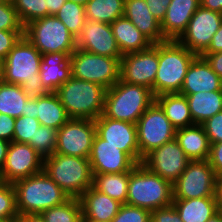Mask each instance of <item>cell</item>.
Masks as SVG:
<instances>
[{"mask_svg": "<svg viewBox=\"0 0 222 222\" xmlns=\"http://www.w3.org/2000/svg\"><path fill=\"white\" fill-rule=\"evenodd\" d=\"M75 38L81 33L87 19L85 14V6L72 1H66L55 15Z\"/></svg>", "mask_w": 222, "mask_h": 222, "instance_id": "cell-35", "label": "cell"}, {"mask_svg": "<svg viewBox=\"0 0 222 222\" xmlns=\"http://www.w3.org/2000/svg\"><path fill=\"white\" fill-rule=\"evenodd\" d=\"M158 64L159 43L144 51L124 54L120 59V80L145 86L153 93Z\"/></svg>", "mask_w": 222, "mask_h": 222, "instance_id": "cell-13", "label": "cell"}, {"mask_svg": "<svg viewBox=\"0 0 222 222\" xmlns=\"http://www.w3.org/2000/svg\"><path fill=\"white\" fill-rule=\"evenodd\" d=\"M154 101L155 96L149 88L119 80L107 89L103 114L110 119L136 124Z\"/></svg>", "mask_w": 222, "mask_h": 222, "instance_id": "cell-5", "label": "cell"}, {"mask_svg": "<svg viewBox=\"0 0 222 222\" xmlns=\"http://www.w3.org/2000/svg\"><path fill=\"white\" fill-rule=\"evenodd\" d=\"M200 6L209 9L211 11H216L222 13V0H200Z\"/></svg>", "mask_w": 222, "mask_h": 222, "instance_id": "cell-51", "label": "cell"}, {"mask_svg": "<svg viewBox=\"0 0 222 222\" xmlns=\"http://www.w3.org/2000/svg\"><path fill=\"white\" fill-rule=\"evenodd\" d=\"M44 158L29 144L10 142L0 180L14 183L43 171Z\"/></svg>", "mask_w": 222, "mask_h": 222, "instance_id": "cell-15", "label": "cell"}, {"mask_svg": "<svg viewBox=\"0 0 222 222\" xmlns=\"http://www.w3.org/2000/svg\"><path fill=\"white\" fill-rule=\"evenodd\" d=\"M222 52V23L216 33L213 35L208 48L203 53Z\"/></svg>", "mask_w": 222, "mask_h": 222, "instance_id": "cell-49", "label": "cell"}, {"mask_svg": "<svg viewBox=\"0 0 222 222\" xmlns=\"http://www.w3.org/2000/svg\"><path fill=\"white\" fill-rule=\"evenodd\" d=\"M22 36L24 30H0V60L6 58Z\"/></svg>", "mask_w": 222, "mask_h": 222, "instance_id": "cell-42", "label": "cell"}, {"mask_svg": "<svg viewBox=\"0 0 222 222\" xmlns=\"http://www.w3.org/2000/svg\"><path fill=\"white\" fill-rule=\"evenodd\" d=\"M95 134L94 120L69 119L57 130V145L54 153L89 158Z\"/></svg>", "mask_w": 222, "mask_h": 222, "instance_id": "cell-12", "label": "cell"}, {"mask_svg": "<svg viewBox=\"0 0 222 222\" xmlns=\"http://www.w3.org/2000/svg\"><path fill=\"white\" fill-rule=\"evenodd\" d=\"M222 90V79L212 70L205 58L198 55L189 66L179 92L181 95Z\"/></svg>", "mask_w": 222, "mask_h": 222, "instance_id": "cell-20", "label": "cell"}, {"mask_svg": "<svg viewBox=\"0 0 222 222\" xmlns=\"http://www.w3.org/2000/svg\"><path fill=\"white\" fill-rule=\"evenodd\" d=\"M200 0H171L163 21L161 31L166 40H177L186 30L190 19L200 7Z\"/></svg>", "mask_w": 222, "mask_h": 222, "instance_id": "cell-21", "label": "cell"}, {"mask_svg": "<svg viewBox=\"0 0 222 222\" xmlns=\"http://www.w3.org/2000/svg\"><path fill=\"white\" fill-rule=\"evenodd\" d=\"M197 56L176 40L159 43V64L153 85L154 96L164 93H179L186 72Z\"/></svg>", "mask_w": 222, "mask_h": 222, "instance_id": "cell-6", "label": "cell"}, {"mask_svg": "<svg viewBox=\"0 0 222 222\" xmlns=\"http://www.w3.org/2000/svg\"><path fill=\"white\" fill-rule=\"evenodd\" d=\"M175 139L191 161L209 158L211 144L202 124L177 129Z\"/></svg>", "mask_w": 222, "mask_h": 222, "instance_id": "cell-25", "label": "cell"}, {"mask_svg": "<svg viewBox=\"0 0 222 222\" xmlns=\"http://www.w3.org/2000/svg\"><path fill=\"white\" fill-rule=\"evenodd\" d=\"M15 118L0 113V139L13 141Z\"/></svg>", "mask_w": 222, "mask_h": 222, "instance_id": "cell-45", "label": "cell"}, {"mask_svg": "<svg viewBox=\"0 0 222 222\" xmlns=\"http://www.w3.org/2000/svg\"><path fill=\"white\" fill-rule=\"evenodd\" d=\"M29 98L26 96L20 85L0 83V113L17 118L25 112L26 102Z\"/></svg>", "mask_w": 222, "mask_h": 222, "instance_id": "cell-32", "label": "cell"}, {"mask_svg": "<svg viewBox=\"0 0 222 222\" xmlns=\"http://www.w3.org/2000/svg\"><path fill=\"white\" fill-rule=\"evenodd\" d=\"M72 77L111 88L120 80L118 58L93 54L76 48L69 56Z\"/></svg>", "mask_w": 222, "mask_h": 222, "instance_id": "cell-9", "label": "cell"}, {"mask_svg": "<svg viewBox=\"0 0 222 222\" xmlns=\"http://www.w3.org/2000/svg\"><path fill=\"white\" fill-rule=\"evenodd\" d=\"M43 170L70 198H79L93 186L89 158L53 153L44 158Z\"/></svg>", "mask_w": 222, "mask_h": 222, "instance_id": "cell-7", "label": "cell"}, {"mask_svg": "<svg viewBox=\"0 0 222 222\" xmlns=\"http://www.w3.org/2000/svg\"><path fill=\"white\" fill-rule=\"evenodd\" d=\"M0 30H24L13 4L0 2Z\"/></svg>", "mask_w": 222, "mask_h": 222, "instance_id": "cell-41", "label": "cell"}, {"mask_svg": "<svg viewBox=\"0 0 222 222\" xmlns=\"http://www.w3.org/2000/svg\"><path fill=\"white\" fill-rule=\"evenodd\" d=\"M172 204L183 222H206L218 212L215 196L173 199Z\"/></svg>", "mask_w": 222, "mask_h": 222, "instance_id": "cell-28", "label": "cell"}, {"mask_svg": "<svg viewBox=\"0 0 222 222\" xmlns=\"http://www.w3.org/2000/svg\"><path fill=\"white\" fill-rule=\"evenodd\" d=\"M173 202L172 183L151 172L142 163L129 172L126 204L154 211Z\"/></svg>", "mask_w": 222, "mask_h": 222, "instance_id": "cell-4", "label": "cell"}, {"mask_svg": "<svg viewBox=\"0 0 222 222\" xmlns=\"http://www.w3.org/2000/svg\"><path fill=\"white\" fill-rule=\"evenodd\" d=\"M76 48L101 56L122 58L110 24L86 21L76 38Z\"/></svg>", "mask_w": 222, "mask_h": 222, "instance_id": "cell-19", "label": "cell"}, {"mask_svg": "<svg viewBox=\"0 0 222 222\" xmlns=\"http://www.w3.org/2000/svg\"><path fill=\"white\" fill-rule=\"evenodd\" d=\"M125 0H89L85 5L88 21L111 24L123 16Z\"/></svg>", "mask_w": 222, "mask_h": 222, "instance_id": "cell-33", "label": "cell"}, {"mask_svg": "<svg viewBox=\"0 0 222 222\" xmlns=\"http://www.w3.org/2000/svg\"><path fill=\"white\" fill-rule=\"evenodd\" d=\"M200 56L206 59L212 70L222 79V52L202 53Z\"/></svg>", "mask_w": 222, "mask_h": 222, "instance_id": "cell-48", "label": "cell"}, {"mask_svg": "<svg viewBox=\"0 0 222 222\" xmlns=\"http://www.w3.org/2000/svg\"><path fill=\"white\" fill-rule=\"evenodd\" d=\"M136 126L140 163L153 149L161 147L175 138L176 128L156 101L141 115Z\"/></svg>", "mask_w": 222, "mask_h": 222, "instance_id": "cell-10", "label": "cell"}, {"mask_svg": "<svg viewBox=\"0 0 222 222\" xmlns=\"http://www.w3.org/2000/svg\"><path fill=\"white\" fill-rule=\"evenodd\" d=\"M95 121L96 134L140 164V152L137 143L136 124L114 120L102 114Z\"/></svg>", "mask_w": 222, "mask_h": 222, "instance_id": "cell-17", "label": "cell"}, {"mask_svg": "<svg viewBox=\"0 0 222 222\" xmlns=\"http://www.w3.org/2000/svg\"><path fill=\"white\" fill-rule=\"evenodd\" d=\"M79 200L83 221H112L122 205L93 186L88 188Z\"/></svg>", "mask_w": 222, "mask_h": 222, "instance_id": "cell-22", "label": "cell"}, {"mask_svg": "<svg viewBox=\"0 0 222 222\" xmlns=\"http://www.w3.org/2000/svg\"><path fill=\"white\" fill-rule=\"evenodd\" d=\"M93 174L130 172L137 163L125 152L95 134L89 156Z\"/></svg>", "mask_w": 222, "mask_h": 222, "instance_id": "cell-18", "label": "cell"}, {"mask_svg": "<svg viewBox=\"0 0 222 222\" xmlns=\"http://www.w3.org/2000/svg\"><path fill=\"white\" fill-rule=\"evenodd\" d=\"M217 175L207 160L190 161L172 184L173 199L215 196Z\"/></svg>", "mask_w": 222, "mask_h": 222, "instance_id": "cell-11", "label": "cell"}, {"mask_svg": "<svg viewBox=\"0 0 222 222\" xmlns=\"http://www.w3.org/2000/svg\"><path fill=\"white\" fill-rule=\"evenodd\" d=\"M221 23L222 13L200 6L176 41L196 55H201L210 45Z\"/></svg>", "mask_w": 222, "mask_h": 222, "instance_id": "cell-14", "label": "cell"}, {"mask_svg": "<svg viewBox=\"0 0 222 222\" xmlns=\"http://www.w3.org/2000/svg\"><path fill=\"white\" fill-rule=\"evenodd\" d=\"M206 222H222V212L218 211Z\"/></svg>", "mask_w": 222, "mask_h": 222, "instance_id": "cell-56", "label": "cell"}, {"mask_svg": "<svg viewBox=\"0 0 222 222\" xmlns=\"http://www.w3.org/2000/svg\"><path fill=\"white\" fill-rule=\"evenodd\" d=\"M18 217L14 185L0 182V222L17 221Z\"/></svg>", "mask_w": 222, "mask_h": 222, "instance_id": "cell-37", "label": "cell"}, {"mask_svg": "<svg viewBox=\"0 0 222 222\" xmlns=\"http://www.w3.org/2000/svg\"><path fill=\"white\" fill-rule=\"evenodd\" d=\"M66 0H46L47 16L56 15Z\"/></svg>", "mask_w": 222, "mask_h": 222, "instance_id": "cell-50", "label": "cell"}, {"mask_svg": "<svg viewBox=\"0 0 222 222\" xmlns=\"http://www.w3.org/2000/svg\"><path fill=\"white\" fill-rule=\"evenodd\" d=\"M45 222H83L79 198H70L65 203L41 213Z\"/></svg>", "mask_w": 222, "mask_h": 222, "instance_id": "cell-34", "label": "cell"}, {"mask_svg": "<svg viewBox=\"0 0 222 222\" xmlns=\"http://www.w3.org/2000/svg\"><path fill=\"white\" fill-rule=\"evenodd\" d=\"M150 222H183L173 204L151 211Z\"/></svg>", "mask_w": 222, "mask_h": 222, "instance_id": "cell-44", "label": "cell"}, {"mask_svg": "<svg viewBox=\"0 0 222 222\" xmlns=\"http://www.w3.org/2000/svg\"><path fill=\"white\" fill-rule=\"evenodd\" d=\"M3 82V61L0 60V83Z\"/></svg>", "mask_w": 222, "mask_h": 222, "instance_id": "cell-58", "label": "cell"}, {"mask_svg": "<svg viewBox=\"0 0 222 222\" xmlns=\"http://www.w3.org/2000/svg\"><path fill=\"white\" fill-rule=\"evenodd\" d=\"M40 79L49 92L57 89L72 77L71 63L67 53L55 52L42 54Z\"/></svg>", "mask_w": 222, "mask_h": 222, "instance_id": "cell-24", "label": "cell"}, {"mask_svg": "<svg viewBox=\"0 0 222 222\" xmlns=\"http://www.w3.org/2000/svg\"><path fill=\"white\" fill-rule=\"evenodd\" d=\"M16 222H45L41 214L19 215Z\"/></svg>", "mask_w": 222, "mask_h": 222, "instance_id": "cell-53", "label": "cell"}, {"mask_svg": "<svg viewBox=\"0 0 222 222\" xmlns=\"http://www.w3.org/2000/svg\"><path fill=\"white\" fill-rule=\"evenodd\" d=\"M195 124H202L222 111V90L184 95Z\"/></svg>", "mask_w": 222, "mask_h": 222, "instance_id": "cell-30", "label": "cell"}, {"mask_svg": "<svg viewBox=\"0 0 222 222\" xmlns=\"http://www.w3.org/2000/svg\"><path fill=\"white\" fill-rule=\"evenodd\" d=\"M166 117L177 129L194 125L186 96L179 93H164L155 97Z\"/></svg>", "mask_w": 222, "mask_h": 222, "instance_id": "cell-29", "label": "cell"}, {"mask_svg": "<svg viewBox=\"0 0 222 222\" xmlns=\"http://www.w3.org/2000/svg\"><path fill=\"white\" fill-rule=\"evenodd\" d=\"M22 115L35 118V98L27 100L25 112H22Z\"/></svg>", "mask_w": 222, "mask_h": 222, "instance_id": "cell-55", "label": "cell"}, {"mask_svg": "<svg viewBox=\"0 0 222 222\" xmlns=\"http://www.w3.org/2000/svg\"><path fill=\"white\" fill-rule=\"evenodd\" d=\"M40 125L37 118L23 115L15 118L13 141L29 144L35 149V134Z\"/></svg>", "mask_w": 222, "mask_h": 222, "instance_id": "cell-38", "label": "cell"}, {"mask_svg": "<svg viewBox=\"0 0 222 222\" xmlns=\"http://www.w3.org/2000/svg\"><path fill=\"white\" fill-rule=\"evenodd\" d=\"M56 145L57 130L40 125L35 134V150L45 158L55 152Z\"/></svg>", "mask_w": 222, "mask_h": 222, "instance_id": "cell-39", "label": "cell"}, {"mask_svg": "<svg viewBox=\"0 0 222 222\" xmlns=\"http://www.w3.org/2000/svg\"><path fill=\"white\" fill-rule=\"evenodd\" d=\"M149 11L161 23L165 17L171 0H145Z\"/></svg>", "mask_w": 222, "mask_h": 222, "instance_id": "cell-47", "label": "cell"}, {"mask_svg": "<svg viewBox=\"0 0 222 222\" xmlns=\"http://www.w3.org/2000/svg\"><path fill=\"white\" fill-rule=\"evenodd\" d=\"M151 212L149 210L122 204L112 222H150Z\"/></svg>", "mask_w": 222, "mask_h": 222, "instance_id": "cell-40", "label": "cell"}, {"mask_svg": "<svg viewBox=\"0 0 222 222\" xmlns=\"http://www.w3.org/2000/svg\"><path fill=\"white\" fill-rule=\"evenodd\" d=\"M106 92L100 84L71 77L56 94L70 119L96 120L104 112Z\"/></svg>", "mask_w": 222, "mask_h": 222, "instance_id": "cell-3", "label": "cell"}, {"mask_svg": "<svg viewBox=\"0 0 222 222\" xmlns=\"http://www.w3.org/2000/svg\"><path fill=\"white\" fill-rule=\"evenodd\" d=\"M13 5L23 26L47 16L46 0H14Z\"/></svg>", "mask_w": 222, "mask_h": 222, "instance_id": "cell-36", "label": "cell"}, {"mask_svg": "<svg viewBox=\"0 0 222 222\" xmlns=\"http://www.w3.org/2000/svg\"><path fill=\"white\" fill-rule=\"evenodd\" d=\"M83 222H112V221H83Z\"/></svg>", "mask_w": 222, "mask_h": 222, "instance_id": "cell-60", "label": "cell"}, {"mask_svg": "<svg viewBox=\"0 0 222 222\" xmlns=\"http://www.w3.org/2000/svg\"><path fill=\"white\" fill-rule=\"evenodd\" d=\"M93 187L121 204H126L129 172L93 174Z\"/></svg>", "mask_w": 222, "mask_h": 222, "instance_id": "cell-31", "label": "cell"}, {"mask_svg": "<svg viewBox=\"0 0 222 222\" xmlns=\"http://www.w3.org/2000/svg\"><path fill=\"white\" fill-rule=\"evenodd\" d=\"M16 192V208L19 215L41 214L70 199L43 170L13 183Z\"/></svg>", "mask_w": 222, "mask_h": 222, "instance_id": "cell-2", "label": "cell"}, {"mask_svg": "<svg viewBox=\"0 0 222 222\" xmlns=\"http://www.w3.org/2000/svg\"><path fill=\"white\" fill-rule=\"evenodd\" d=\"M24 36L41 54L67 53L76 49V38L56 16L48 15L24 26Z\"/></svg>", "mask_w": 222, "mask_h": 222, "instance_id": "cell-8", "label": "cell"}, {"mask_svg": "<svg viewBox=\"0 0 222 222\" xmlns=\"http://www.w3.org/2000/svg\"><path fill=\"white\" fill-rule=\"evenodd\" d=\"M35 118L42 126L55 130L70 119L56 92H49L35 98Z\"/></svg>", "mask_w": 222, "mask_h": 222, "instance_id": "cell-27", "label": "cell"}, {"mask_svg": "<svg viewBox=\"0 0 222 222\" xmlns=\"http://www.w3.org/2000/svg\"><path fill=\"white\" fill-rule=\"evenodd\" d=\"M9 145H10V142L0 139V171L5 164L6 155H7Z\"/></svg>", "mask_w": 222, "mask_h": 222, "instance_id": "cell-54", "label": "cell"}, {"mask_svg": "<svg viewBox=\"0 0 222 222\" xmlns=\"http://www.w3.org/2000/svg\"><path fill=\"white\" fill-rule=\"evenodd\" d=\"M42 54L22 36L3 60V82L20 85L28 98L49 93L40 79Z\"/></svg>", "mask_w": 222, "mask_h": 222, "instance_id": "cell-1", "label": "cell"}, {"mask_svg": "<svg viewBox=\"0 0 222 222\" xmlns=\"http://www.w3.org/2000/svg\"><path fill=\"white\" fill-rule=\"evenodd\" d=\"M208 161L216 175L222 176V142L211 144Z\"/></svg>", "mask_w": 222, "mask_h": 222, "instance_id": "cell-46", "label": "cell"}, {"mask_svg": "<svg viewBox=\"0 0 222 222\" xmlns=\"http://www.w3.org/2000/svg\"><path fill=\"white\" fill-rule=\"evenodd\" d=\"M116 43L122 55L144 51L153 43L125 16L110 24Z\"/></svg>", "mask_w": 222, "mask_h": 222, "instance_id": "cell-26", "label": "cell"}, {"mask_svg": "<svg viewBox=\"0 0 222 222\" xmlns=\"http://www.w3.org/2000/svg\"><path fill=\"white\" fill-rule=\"evenodd\" d=\"M190 161L174 138L148 153L143 158L142 164L173 184Z\"/></svg>", "mask_w": 222, "mask_h": 222, "instance_id": "cell-16", "label": "cell"}, {"mask_svg": "<svg viewBox=\"0 0 222 222\" xmlns=\"http://www.w3.org/2000/svg\"><path fill=\"white\" fill-rule=\"evenodd\" d=\"M2 3L13 4L14 0H0Z\"/></svg>", "mask_w": 222, "mask_h": 222, "instance_id": "cell-59", "label": "cell"}, {"mask_svg": "<svg viewBox=\"0 0 222 222\" xmlns=\"http://www.w3.org/2000/svg\"><path fill=\"white\" fill-rule=\"evenodd\" d=\"M215 198L218 211L222 212V176H217L215 187Z\"/></svg>", "mask_w": 222, "mask_h": 222, "instance_id": "cell-52", "label": "cell"}, {"mask_svg": "<svg viewBox=\"0 0 222 222\" xmlns=\"http://www.w3.org/2000/svg\"><path fill=\"white\" fill-rule=\"evenodd\" d=\"M210 144L222 142V111L202 123Z\"/></svg>", "mask_w": 222, "mask_h": 222, "instance_id": "cell-43", "label": "cell"}, {"mask_svg": "<svg viewBox=\"0 0 222 222\" xmlns=\"http://www.w3.org/2000/svg\"><path fill=\"white\" fill-rule=\"evenodd\" d=\"M123 16L153 44L167 41L162 34L160 22L149 11L145 0H125Z\"/></svg>", "mask_w": 222, "mask_h": 222, "instance_id": "cell-23", "label": "cell"}, {"mask_svg": "<svg viewBox=\"0 0 222 222\" xmlns=\"http://www.w3.org/2000/svg\"><path fill=\"white\" fill-rule=\"evenodd\" d=\"M66 1H72V2H75V3L80 4L82 6H85L89 0H66Z\"/></svg>", "mask_w": 222, "mask_h": 222, "instance_id": "cell-57", "label": "cell"}]
</instances>
